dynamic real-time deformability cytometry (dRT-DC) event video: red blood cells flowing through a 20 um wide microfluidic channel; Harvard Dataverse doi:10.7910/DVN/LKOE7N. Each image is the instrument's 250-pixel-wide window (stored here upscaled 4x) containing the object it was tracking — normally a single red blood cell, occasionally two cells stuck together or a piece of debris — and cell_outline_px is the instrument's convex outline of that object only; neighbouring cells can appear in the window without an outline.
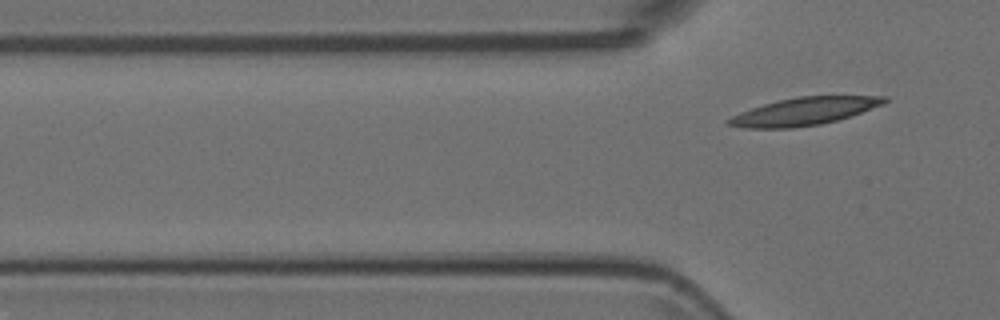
{"species": "Egyptian fruit bat (a non-hibernating species)", "species_latin": "Rousettus aegyptiacus", "temperature_condition": "room temperature", "stored_images_in_passage": 4, "camera_frame_rate_fps": 3000, "um_per_image_px": 0.085, "animal": {"sex": "female"}, "frame": {"image": 1, "passage_image": 4, "time_ms": 1.0, "image_size_px": [1000, 320], "cell_outline_px": [[888, 100], [884, 104], [836, 120], [820, 124], [792, 128], [744, 128], [728, 124], [724, 120], [740, 112], [764, 104], [796, 96], [888, 96]], "centroid_in_image_um": [68.33, 9.46], "position_along_channel_um": 57.5, "area_um2": 24.8}}